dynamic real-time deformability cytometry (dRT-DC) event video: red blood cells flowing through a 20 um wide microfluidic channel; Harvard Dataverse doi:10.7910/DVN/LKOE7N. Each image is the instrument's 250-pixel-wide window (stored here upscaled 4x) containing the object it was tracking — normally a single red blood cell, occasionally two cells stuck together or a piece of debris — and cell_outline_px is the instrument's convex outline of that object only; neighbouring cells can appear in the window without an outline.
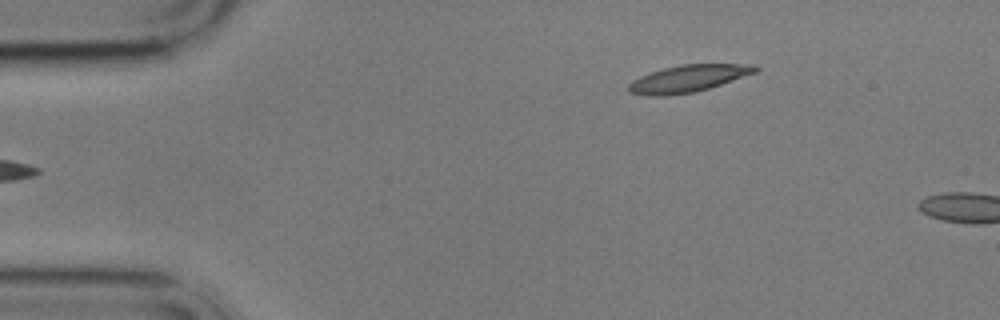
{"species": "common noctule bat (a hibernating species)", "species_latin": "Nyctalus noctula", "temperature_condition": "cold", "stored_images_in_passage": 5, "camera_frame_rate_fps": 3000, "um_per_image_px": 0.085, "animal": {"sex": "male", "body_mass_g": 17.9}, "frame": {"image": 1, "passage_image": 5, "time_ms": 5.333, "image_size_px": [1000, 320], "cell_outline_px": [[760, 68], [756, 72], [696, 92], [664, 96], [648, 96], [628, 92], [628, 84], [640, 76], [664, 68], [680, 64], [756, 64]], "centroid_in_image_um": [58.49, 6.67], "position_along_channel_um": 26.5, "area_um2": 19.88}}